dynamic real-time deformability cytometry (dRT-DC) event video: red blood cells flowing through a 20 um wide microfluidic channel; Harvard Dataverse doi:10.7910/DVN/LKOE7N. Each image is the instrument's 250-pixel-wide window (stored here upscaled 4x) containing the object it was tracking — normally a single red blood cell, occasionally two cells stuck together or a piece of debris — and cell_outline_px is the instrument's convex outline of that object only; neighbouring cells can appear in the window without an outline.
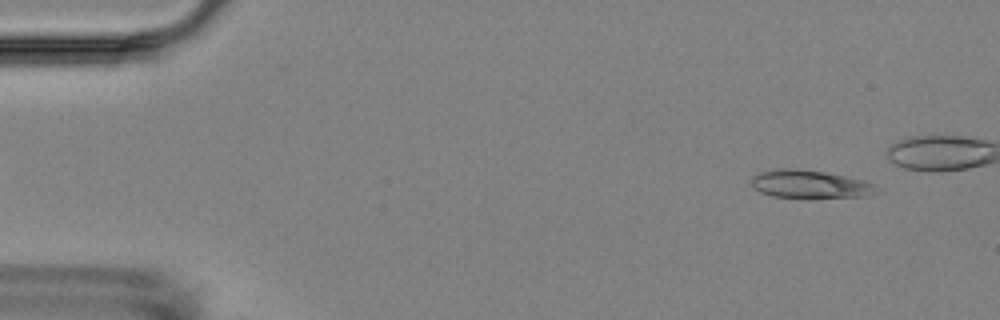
{"species": "Egyptian fruit bat (a non-hibernating species)", "species_latin": "Rousettus aegyptiacus", "temperature_condition": "room temperature", "stored_images_in_passage": 5, "camera_frame_rate_fps": 3000, "um_per_image_px": 0.085, "animal": {"sex": "female"}, "frame": {"image": 1, "passage_image": 1, "time_ms": 0.0, "image_size_px": [1000, 320], "cell_outline_px": [[880, 188], [876, 192], [864, 196], [772, 196], [760, 192], [752, 184], [752, 176], [760, 172], [780, 168], [796, 168], [824, 172], [864, 180]], "centroid_in_image_um": [68.82, 15.62], "position_along_channel_um": 16.2, "area_um2": 19.71}}
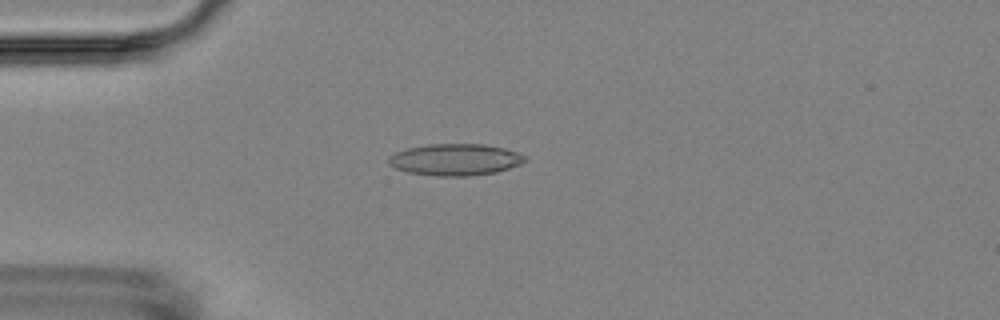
{"frame": {"image": 2, "passage_image": 5, "time_ms": 5.0, "image_size_px": [1000, 320], "cell_outline_px": [[528, 160], [520, 164], [496, 172], [472, 176], [436, 176], [408, 172], [396, 168], [388, 164], [388, 156], [396, 152], [408, 148], [428, 144], [484, 144], [504, 148], [516, 152], [524, 156]], "centroid_in_image_um": [38.68, 13.57], "position_along_channel_um": 46.3, "area_um2": 25.14}}